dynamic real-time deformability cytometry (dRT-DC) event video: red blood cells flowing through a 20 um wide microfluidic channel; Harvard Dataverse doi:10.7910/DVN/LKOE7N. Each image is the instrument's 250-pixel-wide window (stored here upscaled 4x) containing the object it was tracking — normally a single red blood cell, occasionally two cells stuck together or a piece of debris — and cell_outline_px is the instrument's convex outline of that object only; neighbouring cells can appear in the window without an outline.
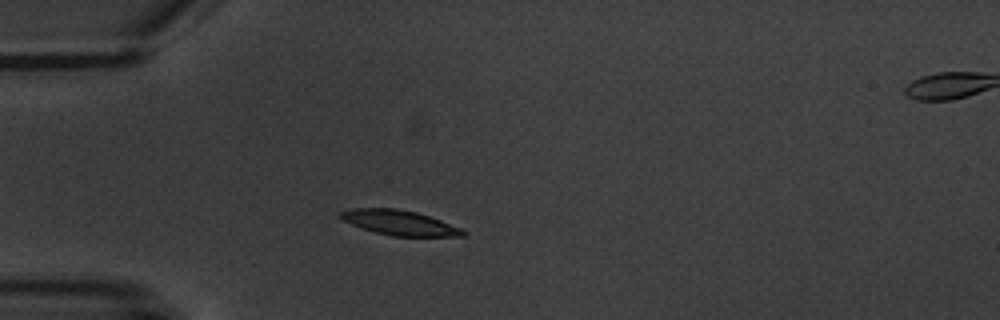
{"species": "common noctule bat (a hibernating species)", "species_latin": "Nyctalus noctula", "temperature_condition": "warm", "stored_images_in_passage": 2, "camera_frame_rate_fps": 3000, "um_per_image_px": 0.085, "animal": {"sex": "male", "body_mass_g": 20.1, "forearm_length_mm": 53.5}, "frame": {"image": 1, "passage_image": 1, "time_ms": 0.0, "image_size_px": [1000, 320], "cell_outline_px": [[468, 232], [464, 236], [392, 236], [360, 228], [344, 220], [340, 216], [340, 212], [352, 208], [396, 208], [416, 212], [440, 220], [460, 228]], "centroid_in_image_um": [33.96, 18.93], "position_along_channel_um": 51.0, "area_um2": 17.57}}